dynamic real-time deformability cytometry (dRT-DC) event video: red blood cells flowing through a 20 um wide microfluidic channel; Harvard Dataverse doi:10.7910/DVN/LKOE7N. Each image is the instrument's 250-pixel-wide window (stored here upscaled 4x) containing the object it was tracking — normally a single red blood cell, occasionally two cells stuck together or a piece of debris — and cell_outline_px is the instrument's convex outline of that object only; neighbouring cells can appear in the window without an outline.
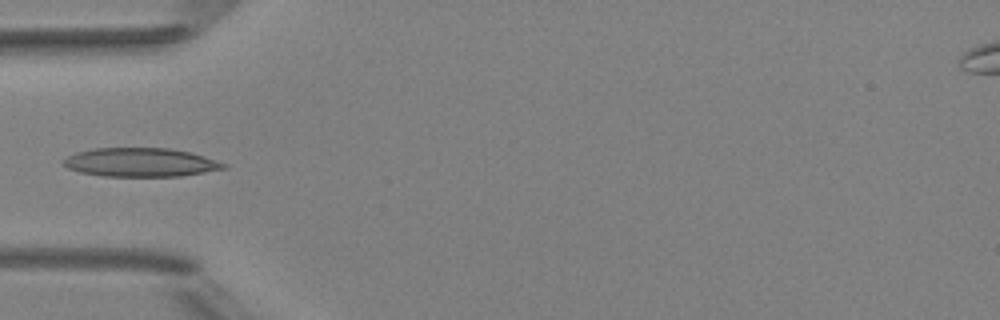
{"species": "Egyptian fruit bat (a non-hibernating species)", "species_latin": "Rousettus aegyptiacus", "temperature_condition": "room temperature", "stored_images_in_passage": 5, "camera_frame_rate_fps": 3000, "um_per_image_px": 0.085, "animal": {"sex": "female"}, "frame": {"image": 1, "passage_image": 4, "time_ms": 4.667, "image_size_px": [1000, 320], "cell_outline_px": [[228, 168], [180, 176], [104, 176], [80, 172], [68, 168], [64, 164], [64, 160], [68, 156], [76, 152], [92, 148], [168, 148], [192, 152], [228, 164]], "centroid_in_image_um": [11.98, 13.79], "position_along_channel_um": 73.0, "area_um2": 26.82}}
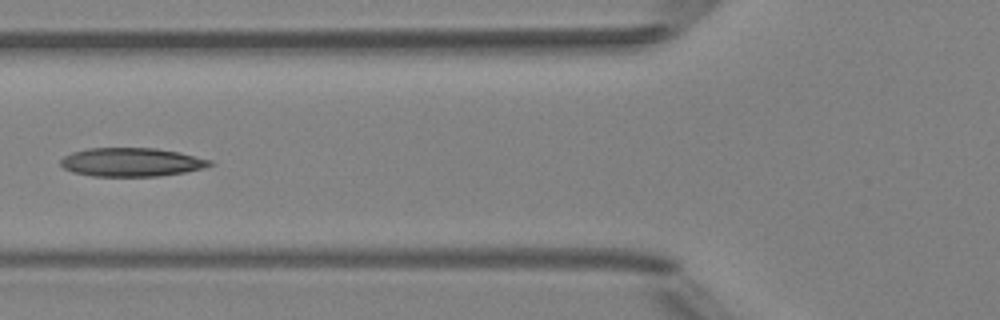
{"frame": {"image": 2, "passage_image": 5, "time_ms": 5.667, "image_size_px": [1000, 320], "cell_outline_px": [[216, 164], [204, 168], [184, 172], [160, 176], [92, 176], [72, 172], [64, 168], [60, 164], [60, 160], [64, 156], [72, 152], [88, 148], [156, 148], [180, 152], [212, 160]], "centroid_in_image_um": [11.2, 13.78], "position_along_channel_um": 114.6, "area_um2": 25.09}}